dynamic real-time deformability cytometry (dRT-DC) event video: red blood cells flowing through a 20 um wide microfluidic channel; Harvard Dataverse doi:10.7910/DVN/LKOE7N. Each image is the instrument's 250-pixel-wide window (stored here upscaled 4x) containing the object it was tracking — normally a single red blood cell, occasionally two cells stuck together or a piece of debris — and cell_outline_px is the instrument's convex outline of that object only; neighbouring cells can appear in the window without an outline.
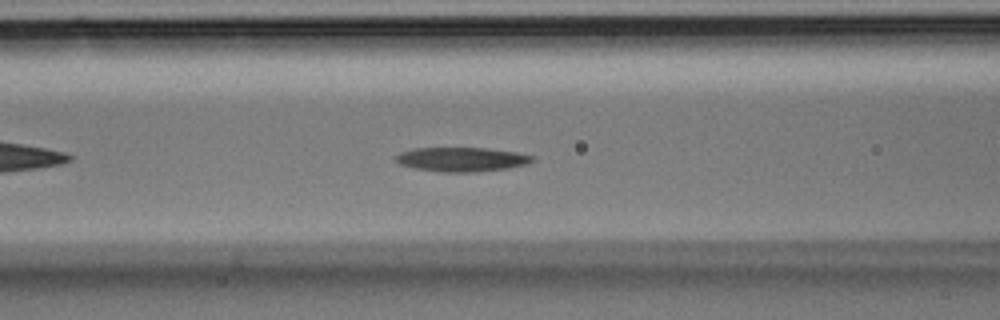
{"species": "Egyptian fruit bat (a non-hibernating species)", "species_latin": "Rousettus aegyptiacus", "temperature_condition": "room temperature", "stored_images_in_passage": 30, "camera_frame_rate_fps": 3000, "um_per_image_px": 0.085, "animal": {"sex": "male"}, "frame": {"image": 1, "passage_image": 7, "time_ms": 2.0, "image_size_px": [1000, 320], "cell_outline_px": [[536, 160], [528, 164], [508, 168], [476, 172], [440, 172], [416, 168], [400, 164], [396, 160], [396, 156], [400, 152], [412, 148], [488, 148], [516, 152], [536, 156]], "centroid_in_image_um": [39.3, 13.54], "position_along_channel_um": 127.3, "area_um2": 19.42}}
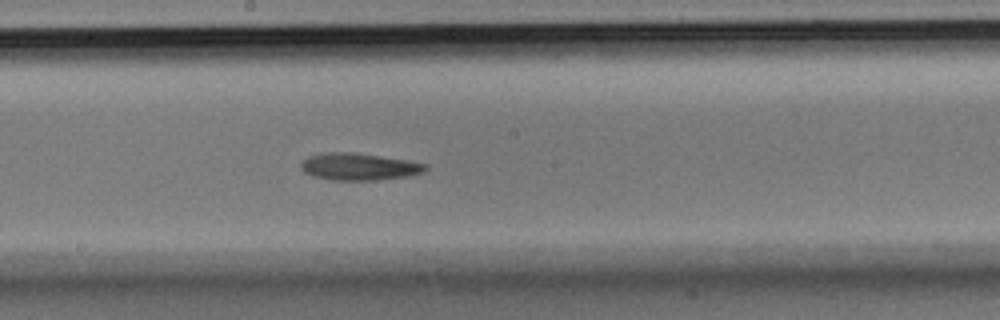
{"frame": {"image": 2, "passage_image": 12, "time_ms": 3.667, "image_size_px": [1000, 320], "cell_outline_px": [[428, 168], [424, 172], [408, 176], [376, 180], [332, 180], [312, 176], [304, 172], [300, 168], [300, 164], [308, 156], [328, 152], [356, 152], [408, 160], [428, 164]], "centroid_in_image_um": [30.53, 14.16], "position_along_channel_um": 217.7, "area_um2": 19.83}}
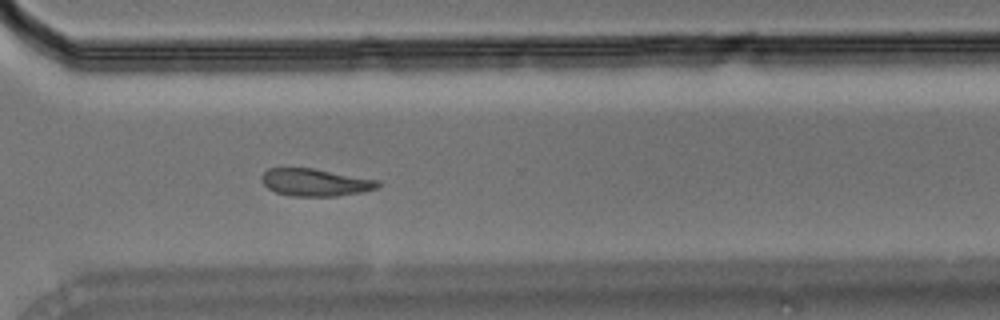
{"frame": {"image": 3, "passage_image": 19, "time_ms": 6.0, "image_size_px": [1000, 320], "cell_outline_px": [[380, 184], [376, 188], [364, 192], [336, 196], [292, 196], [276, 192], [268, 188], [264, 184], [260, 176], [268, 168], [312, 168], [380, 180]], "centroid_in_image_um": [26.81, 15.5], "position_along_channel_um": 343.8, "area_um2": 18.55}}